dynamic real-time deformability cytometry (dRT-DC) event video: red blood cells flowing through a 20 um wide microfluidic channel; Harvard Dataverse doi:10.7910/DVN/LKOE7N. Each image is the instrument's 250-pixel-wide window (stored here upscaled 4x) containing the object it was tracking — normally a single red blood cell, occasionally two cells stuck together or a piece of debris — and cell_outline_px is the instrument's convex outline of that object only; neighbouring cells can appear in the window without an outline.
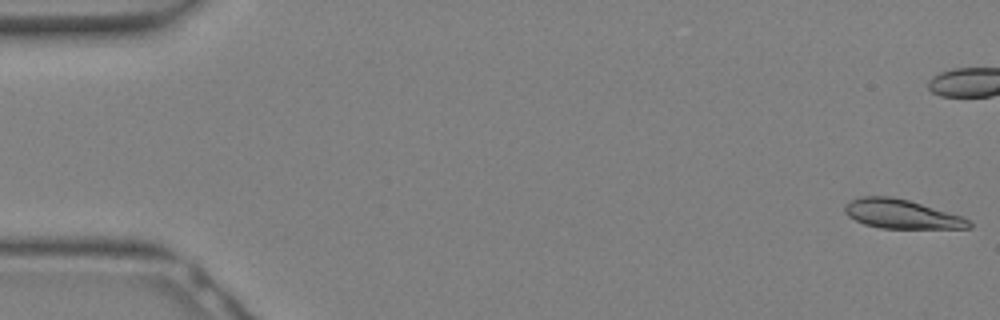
{"species": "Egyptian fruit bat (a non-hibernating species)", "species_latin": "Rousettus aegyptiacus", "temperature_condition": "warm", "stored_images_in_passage": 32, "camera_frame_rate_fps": 3000, "um_per_image_px": 0.085, "animal": {"sex": "female"}, "frame": {"image": 1, "passage_image": 1, "time_ms": 0.0, "image_size_px": [1000, 320], "cell_outline_px": [[972, 228], [880, 228], [864, 224], [848, 216], [844, 212], [844, 208], [852, 200], [860, 196], [892, 196], [908, 200], [964, 216], [972, 224]], "centroid_in_image_um": [76.65, 18.19], "position_along_channel_um": 8.4, "area_um2": 20.98}}
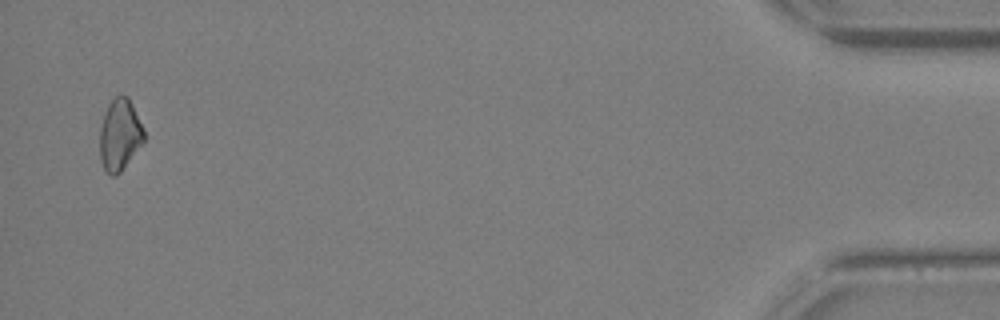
{"frame": {"image": 2, "passage_image": 32, "time_ms": 10.333, "image_size_px": [1000, 320], "cell_outline_px": [[144, 144], [120, 172], [116, 176], [112, 176], [104, 172], [100, 160], [100, 128], [104, 112], [108, 104], [116, 96], [128, 96], [144, 128]], "centroid_in_image_um": [10.18, 11.5], "position_along_channel_um": 425.0, "area_um2": 18.73}}